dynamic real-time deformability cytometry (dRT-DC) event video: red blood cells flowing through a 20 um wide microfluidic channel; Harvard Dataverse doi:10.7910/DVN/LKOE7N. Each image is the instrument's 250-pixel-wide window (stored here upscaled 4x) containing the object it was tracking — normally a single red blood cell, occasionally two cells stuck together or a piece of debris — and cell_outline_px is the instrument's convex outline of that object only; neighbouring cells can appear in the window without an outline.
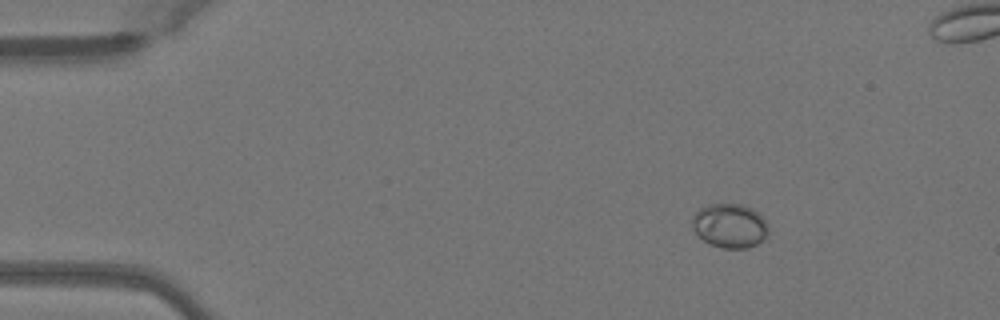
{"species": "Egyptian fruit bat (a non-hibernating species)", "species_latin": "Rousettus aegyptiacus", "temperature_condition": "warm", "stored_images_in_passage": 45, "camera_frame_rate_fps": 3000, "um_per_image_px": 0.085, "animal": {"sex": "female"}, "frame": {"image": 1, "passage_image": 1, "time_ms": 0.0, "image_size_px": [1000, 320], "cell_outline_px": [[768, 236], [764, 240], [748, 248], [720, 248], [704, 240], [692, 228], [692, 216], [700, 208], [708, 204], [740, 204], [752, 208], [768, 224]], "centroid_in_image_um": [62.04, 19.19], "position_along_channel_um": 23.0, "area_um2": 19.59}}
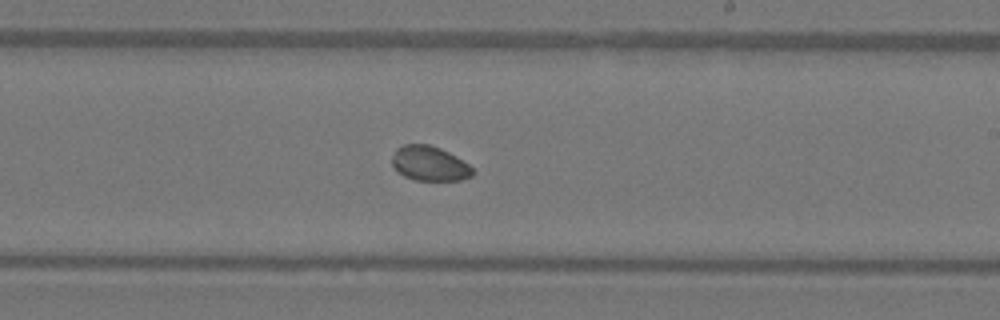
{"frame": {"image": 2, "passage_image": 24, "time_ms": 7.667, "image_size_px": [1000, 320], "cell_outline_px": [[476, 172], [472, 176], [460, 180], [412, 180], [396, 172], [392, 164], [392, 156], [396, 148], [404, 144], [428, 144], [440, 148], [456, 156], [468, 164]], "centroid_in_image_um": [36.49, 13.9], "position_along_channel_um": 252.5, "area_um2": 16.47}}
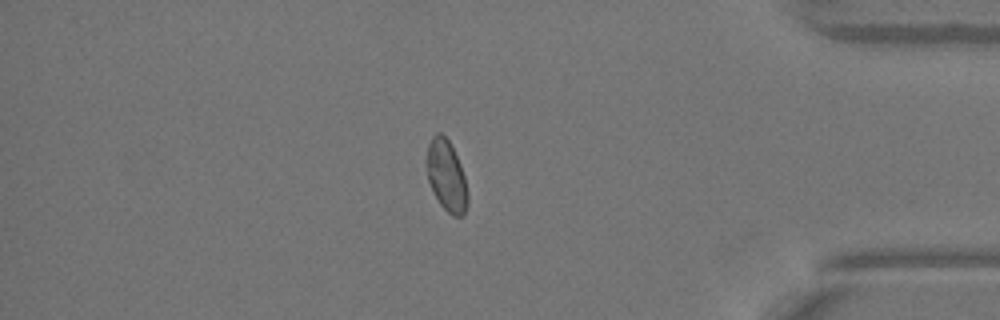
{"frame": {"image": 3, "passage_image": 37, "time_ms": 12.0, "image_size_px": [1000, 320], "cell_outline_px": [[468, 200], [464, 212], [460, 216], [452, 216], [440, 204], [432, 192], [428, 180], [424, 160], [428, 144], [432, 136], [436, 132], [440, 132], [448, 140], [460, 164], [464, 176], [468, 192]], "centroid_in_image_um": [37.9, 14.92], "position_along_channel_um": 397.3, "area_um2": 17.17}}